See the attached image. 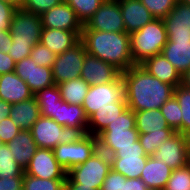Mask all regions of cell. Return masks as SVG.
Here are the masks:
<instances>
[{
  "mask_svg": "<svg viewBox=\"0 0 190 190\" xmlns=\"http://www.w3.org/2000/svg\"><path fill=\"white\" fill-rule=\"evenodd\" d=\"M125 100L132 111L160 109L174 93V87L152 76L141 65L121 73Z\"/></svg>",
  "mask_w": 190,
  "mask_h": 190,
  "instance_id": "obj_1",
  "label": "cell"
},
{
  "mask_svg": "<svg viewBox=\"0 0 190 190\" xmlns=\"http://www.w3.org/2000/svg\"><path fill=\"white\" fill-rule=\"evenodd\" d=\"M81 41L88 54L113 65L121 73L136 65L131 56L130 35L126 32L82 29Z\"/></svg>",
  "mask_w": 190,
  "mask_h": 190,
  "instance_id": "obj_2",
  "label": "cell"
},
{
  "mask_svg": "<svg viewBox=\"0 0 190 190\" xmlns=\"http://www.w3.org/2000/svg\"><path fill=\"white\" fill-rule=\"evenodd\" d=\"M99 150L109 157L120 148L138 147L139 132L135 125V113L127 108L98 136Z\"/></svg>",
  "mask_w": 190,
  "mask_h": 190,
  "instance_id": "obj_3",
  "label": "cell"
},
{
  "mask_svg": "<svg viewBox=\"0 0 190 190\" xmlns=\"http://www.w3.org/2000/svg\"><path fill=\"white\" fill-rule=\"evenodd\" d=\"M129 35L131 56L136 65L160 54L168 41L163 19L154 18L140 30Z\"/></svg>",
  "mask_w": 190,
  "mask_h": 190,
  "instance_id": "obj_4",
  "label": "cell"
},
{
  "mask_svg": "<svg viewBox=\"0 0 190 190\" xmlns=\"http://www.w3.org/2000/svg\"><path fill=\"white\" fill-rule=\"evenodd\" d=\"M30 131L38 148L51 150L62 143L79 141L87 134L83 127H65L45 116H40Z\"/></svg>",
  "mask_w": 190,
  "mask_h": 190,
  "instance_id": "obj_5",
  "label": "cell"
},
{
  "mask_svg": "<svg viewBox=\"0 0 190 190\" xmlns=\"http://www.w3.org/2000/svg\"><path fill=\"white\" fill-rule=\"evenodd\" d=\"M110 170V157L98 149L84 163L67 171V176L76 184L100 190Z\"/></svg>",
  "mask_w": 190,
  "mask_h": 190,
  "instance_id": "obj_6",
  "label": "cell"
},
{
  "mask_svg": "<svg viewBox=\"0 0 190 190\" xmlns=\"http://www.w3.org/2000/svg\"><path fill=\"white\" fill-rule=\"evenodd\" d=\"M98 149V137L87 133L79 141L59 144L52 151L58 163L69 171L84 163Z\"/></svg>",
  "mask_w": 190,
  "mask_h": 190,
  "instance_id": "obj_7",
  "label": "cell"
},
{
  "mask_svg": "<svg viewBox=\"0 0 190 190\" xmlns=\"http://www.w3.org/2000/svg\"><path fill=\"white\" fill-rule=\"evenodd\" d=\"M116 102H126L125 87L121 75L115 81L104 85H90L82 107L89 118L98 109Z\"/></svg>",
  "mask_w": 190,
  "mask_h": 190,
  "instance_id": "obj_8",
  "label": "cell"
},
{
  "mask_svg": "<svg viewBox=\"0 0 190 190\" xmlns=\"http://www.w3.org/2000/svg\"><path fill=\"white\" fill-rule=\"evenodd\" d=\"M86 48L80 40L72 48L56 56L52 66L55 84L63 83L81 77Z\"/></svg>",
  "mask_w": 190,
  "mask_h": 190,
  "instance_id": "obj_9",
  "label": "cell"
},
{
  "mask_svg": "<svg viewBox=\"0 0 190 190\" xmlns=\"http://www.w3.org/2000/svg\"><path fill=\"white\" fill-rule=\"evenodd\" d=\"M152 157L160 159L173 170L182 168L190 163V138L175 132L157 148Z\"/></svg>",
  "mask_w": 190,
  "mask_h": 190,
  "instance_id": "obj_10",
  "label": "cell"
},
{
  "mask_svg": "<svg viewBox=\"0 0 190 190\" xmlns=\"http://www.w3.org/2000/svg\"><path fill=\"white\" fill-rule=\"evenodd\" d=\"M41 32V15L16 9L10 26L12 42L40 43Z\"/></svg>",
  "mask_w": 190,
  "mask_h": 190,
  "instance_id": "obj_11",
  "label": "cell"
},
{
  "mask_svg": "<svg viewBox=\"0 0 190 190\" xmlns=\"http://www.w3.org/2000/svg\"><path fill=\"white\" fill-rule=\"evenodd\" d=\"M148 157L138 140V147L120 148L110 156L111 169L127 179L140 178Z\"/></svg>",
  "mask_w": 190,
  "mask_h": 190,
  "instance_id": "obj_12",
  "label": "cell"
},
{
  "mask_svg": "<svg viewBox=\"0 0 190 190\" xmlns=\"http://www.w3.org/2000/svg\"><path fill=\"white\" fill-rule=\"evenodd\" d=\"M83 29L104 32H126L118 0H105L83 25Z\"/></svg>",
  "mask_w": 190,
  "mask_h": 190,
  "instance_id": "obj_13",
  "label": "cell"
},
{
  "mask_svg": "<svg viewBox=\"0 0 190 190\" xmlns=\"http://www.w3.org/2000/svg\"><path fill=\"white\" fill-rule=\"evenodd\" d=\"M14 72L27 83L34 95L46 87L55 85L52 68L37 65L31 57L15 63Z\"/></svg>",
  "mask_w": 190,
  "mask_h": 190,
  "instance_id": "obj_14",
  "label": "cell"
},
{
  "mask_svg": "<svg viewBox=\"0 0 190 190\" xmlns=\"http://www.w3.org/2000/svg\"><path fill=\"white\" fill-rule=\"evenodd\" d=\"M27 175L42 179H66L67 171L63 168L51 149L38 148L25 169Z\"/></svg>",
  "mask_w": 190,
  "mask_h": 190,
  "instance_id": "obj_15",
  "label": "cell"
},
{
  "mask_svg": "<svg viewBox=\"0 0 190 190\" xmlns=\"http://www.w3.org/2000/svg\"><path fill=\"white\" fill-rule=\"evenodd\" d=\"M42 28H54L67 31H82L83 25L75 11L66 1L52 7L41 15Z\"/></svg>",
  "mask_w": 190,
  "mask_h": 190,
  "instance_id": "obj_16",
  "label": "cell"
},
{
  "mask_svg": "<svg viewBox=\"0 0 190 190\" xmlns=\"http://www.w3.org/2000/svg\"><path fill=\"white\" fill-rule=\"evenodd\" d=\"M163 22L168 40H190V5L178 1Z\"/></svg>",
  "mask_w": 190,
  "mask_h": 190,
  "instance_id": "obj_17",
  "label": "cell"
},
{
  "mask_svg": "<svg viewBox=\"0 0 190 190\" xmlns=\"http://www.w3.org/2000/svg\"><path fill=\"white\" fill-rule=\"evenodd\" d=\"M120 75L121 72L113 65L88 53L86 54L81 78L87 81L90 85H104L115 81Z\"/></svg>",
  "mask_w": 190,
  "mask_h": 190,
  "instance_id": "obj_18",
  "label": "cell"
},
{
  "mask_svg": "<svg viewBox=\"0 0 190 190\" xmlns=\"http://www.w3.org/2000/svg\"><path fill=\"white\" fill-rule=\"evenodd\" d=\"M123 17L125 31L130 34L140 30L154 17L140 0H118Z\"/></svg>",
  "mask_w": 190,
  "mask_h": 190,
  "instance_id": "obj_19",
  "label": "cell"
},
{
  "mask_svg": "<svg viewBox=\"0 0 190 190\" xmlns=\"http://www.w3.org/2000/svg\"><path fill=\"white\" fill-rule=\"evenodd\" d=\"M34 97L33 92L15 72L0 75V99L16 104Z\"/></svg>",
  "mask_w": 190,
  "mask_h": 190,
  "instance_id": "obj_20",
  "label": "cell"
},
{
  "mask_svg": "<svg viewBox=\"0 0 190 190\" xmlns=\"http://www.w3.org/2000/svg\"><path fill=\"white\" fill-rule=\"evenodd\" d=\"M81 33L82 31L42 28L40 42L59 55L76 45L81 40Z\"/></svg>",
  "mask_w": 190,
  "mask_h": 190,
  "instance_id": "obj_21",
  "label": "cell"
},
{
  "mask_svg": "<svg viewBox=\"0 0 190 190\" xmlns=\"http://www.w3.org/2000/svg\"><path fill=\"white\" fill-rule=\"evenodd\" d=\"M152 76L172 85L174 88L182 84V76L162 53L147 58L142 64Z\"/></svg>",
  "mask_w": 190,
  "mask_h": 190,
  "instance_id": "obj_22",
  "label": "cell"
},
{
  "mask_svg": "<svg viewBox=\"0 0 190 190\" xmlns=\"http://www.w3.org/2000/svg\"><path fill=\"white\" fill-rule=\"evenodd\" d=\"M173 169L149 156L140 178L150 190H164Z\"/></svg>",
  "mask_w": 190,
  "mask_h": 190,
  "instance_id": "obj_23",
  "label": "cell"
},
{
  "mask_svg": "<svg viewBox=\"0 0 190 190\" xmlns=\"http://www.w3.org/2000/svg\"><path fill=\"white\" fill-rule=\"evenodd\" d=\"M7 146L13 159L25 170L38 149L30 130H21Z\"/></svg>",
  "mask_w": 190,
  "mask_h": 190,
  "instance_id": "obj_24",
  "label": "cell"
},
{
  "mask_svg": "<svg viewBox=\"0 0 190 190\" xmlns=\"http://www.w3.org/2000/svg\"><path fill=\"white\" fill-rule=\"evenodd\" d=\"M127 108V102H116L98 109L88 118L87 133L98 136L106 129L109 123L113 122Z\"/></svg>",
  "mask_w": 190,
  "mask_h": 190,
  "instance_id": "obj_25",
  "label": "cell"
},
{
  "mask_svg": "<svg viewBox=\"0 0 190 190\" xmlns=\"http://www.w3.org/2000/svg\"><path fill=\"white\" fill-rule=\"evenodd\" d=\"M161 53L181 76L190 69V40H168Z\"/></svg>",
  "mask_w": 190,
  "mask_h": 190,
  "instance_id": "obj_26",
  "label": "cell"
},
{
  "mask_svg": "<svg viewBox=\"0 0 190 190\" xmlns=\"http://www.w3.org/2000/svg\"><path fill=\"white\" fill-rule=\"evenodd\" d=\"M135 125L139 134L145 133H175L169 127L160 109L136 111Z\"/></svg>",
  "mask_w": 190,
  "mask_h": 190,
  "instance_id": "obj_27",
  "label": "cell"
},
{
  "mask_svg": "<svg viewBox=\"0 0 190 190\" xmlns=\"http://www.w3.org/2000/svg\"><path fill=\"white\" fill-rule=\"evenodd\" d=\"M40 116L41 111L35 96L28 100L13 104L9 115L21 130H30Z\"/></svg>",
  "mask_w": 190,
  "mask_h": 190,
  "instance_id": "obj_28",
  "label": "cell"
},
{
  "mask_svg": "<svg viewBox=\"0 0 190 190\" xmlns=\"http://www.w3.org/2000/svg\"><path fill=\"white\" fill-rule=\"evenodd\" d=\"M53 120L65 127H83L86 131L88 128V117L82 105L69 104L65 101L56 106Z\"/></svg>",
  "mask_w": 190,
  "mask_h": 190,
  "instance_id": "obj_29",
  "label": "cell"
},
{
  "mask_svg": "<svg viewBox=\"0 0 190 190\" xmlns=\"http://www.w3.org/2000/svg\"><path fill=\"white\" fill-rule=\"evenodd\" d=\"M57 85L61 92V98L65 102L75 105L83 104L84 98L90 87V84L81 77Z\"/></svg>",
  "mask_w": 190,
  "mask_h": 190,
  "instance_id": "obj_30",
  "label": "cell"
},
{
  "mask_svg": "<svg viewBox=\"0 0 190 190\" xmlns=\"http://www.w3.org/2000/svg\"><path fill=\"white\" fill-rule=\"evenodd\" d=\"M34 96L40 108L41 116L50 117L51 119L55 117L56 106L64 101L61 98V92L57 84L38 91Z\"/></svg>",
  "mask_w": 190,
  "mask_h": 190,
  "instance_id": "obj_31",
  "label": "cell"
},
{
  "mask_svg": "<svg viewBox=\"0 0 190 190\" xmlns=\"http://www.w3.org/2000/svg\"><path fill=\"white\" fill-rule=\"evenodd\" d=\"M25 170L13 159L7 144L0 142V179L23 177Z\"/></svg>",
  "mask_w": 190,
  "mask_h": 190,
  "instance_id": "obj_32",
  "label": "cell"
},
{
  "mask_svg": "<svg viewBox=\"0 0 190 190\" xmlns=\"http://www.w3.org/2000/svg\"><path fill=\"white\" fill-rule=\"evenodd\" d=\"M173 95L182 111V134L190 138V89L180 84L174 88Z\"/></svg>",
  "mask_w": 190,
  "mask_h": 190,
  "instance_id": "obj_33",
  "label": "cell"
},
{
  "mask_svg": "<svg viewBox=\"0 0 190 190\" xmlns=\"http://www.w3.org/2000/svg\"><path fill=\"white\" fill-rule=\"evenodd\" d=\"M160 111L169 127L182 134V111L174 95L161 106Z\"/></svg>",
  "mask_w": 190,
  "mask_h": 190,
  "instance_id": "obj_34",
  "label": "cell"
},
{
  "mask_svg": "<svg viewBox=\"0 0 190 190\" xmlns=\"http://www.w3.org/2000/svg\"><path fill=\"white\" fill-rule=\"evenodd\" d=\"M66 179H42L24 172L23 190H65Z\"/></svg>",
  "mask_w": 190,
  "mask_h": 190,
  "instance_id": "obj_35",
  "label": "cell"
},
{
  "mask_svg": "<svg viewBox=\"0 0 190 190\" xmlns=\"http://www.w3.org/2000/svg\"><path fill=\"white\" fill-rule=\"evenodd\" d=\"M75 11L76 17L84 25L105 0H64Z\"/></svg>",
  "mask_w": 190,
  "mask_h": 190,
  "instance_id": "obj_36",
  "label": "cell"
},
{
  "mask_svg": "<svg viewBox=\"0 0 190 190\" xmlns=\"http://www.w3.org/2000/svg\"><path fill=\"white\" fill-rule=\"evenodd\" d=\"M164 190H190V163L172 171Z\"/></svg>",
  "mask_w": 190,
  "mask_h": 190,
  "instance_id": "obj_37",
  "label": "cell"
},
{
  "mask_svg": "<svg viewBox=\"0 0 190 190\" xmlns=\"http://www.w3.org/2000/svg\"><path fill=\"white\" fill-rule=\"evenodd\" d=\"M174 133H145L139 134V142L143 147L145 153L152 156L158 147H160L165 140H167Z\"/></svg>",
  "mask_w": 190,
  "mask_h": 190,
  "instance_id": "obj_38",
  "label": "cell"
},
{
  "mask_svg": "<svg viewBox=\"0 0 190 190\" xmlns=\"http://www.w3.org/2000/svg\"><path fill=\"white\" fill-rule=\"evenodd\" d=\"M155 19H163L174 7L178 0H140Z\"/></svg>",
  "mask_w": 190,
  "mask_h": 190,
  "instance_id": "obj_39",
  "label": "cell"
},
{
  "mask_svg": "<svg viewBox=\"0 0 190 190\" xmlns=\"http://www.w3.org/2000/svg\"><path fill=\"white\" fill-rule=\"evenodd\" d=\"M57 54L45 47L41 42L31 49L30 57L39 66L51 67L54 64Z\"/></svg>",
  "mask_w": 190,
  "mask_h": 190,
  "instance_id": "obj_40",
  "label": "cell"
},
{
  "mask_svg": "<svg viewBox=\"0 0 190 190\" xmlns=\"http://www.w3.org/2000/svg\"><path fill=\"white\" fill-rule=\"evenodd\" d=\"M63 1L64 0H22L20 8L31 13L42 15Z\"/></svg>",
  "mask_w": 190,
  "mask_h": 190,
  "instance_id": "obj_41",
  "label": "cell"
},
{
  "mask_svg": "<svg viewBox=\"0 0 190 190\" xmlns=\"http://www.w3.org/2000/svg\"><path fill=\"white\" fill-rule=\"evenodd\" d=\"M21 131L10 117L0 121V142L9 143Z\"/></svg>",
  "mask_w": 190,
  "mask_h": 190,
  "instance_id": "obj_42",
  "label": "cell"
},
{
  "mask_svg": "<svg viewBox=\"0 0 190 190\" xmlns=\"http://www.w3.org/2000/svg\"><path fill=\"white\" fill-rule=\"evenodd\" d=\"M16 7L8 2L0 0V31L10 30Z\"/></svg>",
  "mask_w": 190,
  "mask_h": 190,
  "instance_id": "obj_43",
  "label": "cell"
},
{
  "mask_svg": "<svg viewBox=\"0 0 190 190\" xmlns=\"http://www.w3.org/2000/svg\"><path fill=\"white\" fill-rule=\"evenodd\" d=\"M35 44H28L22 42H12L11 48L9 50V55L13 58L15 63L30 57L31 49Z\"/></svg>",
  "mask_w": 190,
  "mask_h": 190,
  "instance_id": "obj_44",
  "label": "cell"
},
{
  "mask_svg": "<svg viewBox=\"0 0 190 190\" xmlns=\"http://www.w3.org/2000/svg\"><path fill=\"white\" fill-rule=\"evenodd\" d=\"M126 177L121 173H117L114 170H110L106 176L100 190H122L123 181H126Z\"/></svg>",
  "mask_w": 190,
  "mask_h": 190,
  "instance_id": "obj_45",
  "label": "cell"
},
{
  "mask_svg": "<svg viewBox=\"0 0 190 190\" xmlns=\"http://www.w3.org/2000/svg\"><path fill=\"white\" fill-rule=\"evenodd\" d=\"M0 190H23V177L0 179Z\"/></svg>",
  "mask_w": 190,
  "mask_h": 190,
  "instance_id": "obj_46",
  "label": "cell"
},
{
  "mask_svg": "<svg viewBox=\"0 0 190 190\" xmlns=\"http://www.w3.org/2000/svg\"><path fill=\"white\" fill-rule=\"evenodd\" d=\"M14 70L15 62L13 58L9 54L0 51V75L13 72Z\"/></svg>",
  "mask_w": 190,
  "mask_h": 190,
  "instance_id": "obj_47",
  "label": "cell"
},
{
  "mask_svg": "<svg viewBox=\"0 0 190 190\" xmlns=\"http://www.w3.org/2000/svg\"><path fill=\"white\" fill-rule=\"evenodd\" d=\"M122 190H150L141 178H131L123 181Z\"/></svg>",
  "mask_w": 190,
  "mask_h": 190,
  "instance_id": "obj_48",
  "label": "cell"
},
{
  "mask_svg": "<svg viewBox=\"0 0 190 190\" xmlns=\"http://www.w3.org/2000/svg\"><path fill=\"white\" fill-rule=\"evenodd\" d=\"M12 45V38L10 30L0 31V51L8 54Z\"/></svg>",
  "mask_w": 190,
  "mask_h": 190,
  "instance_id": "obj_49",
  "label": "cell"
},
{
  "mask_svg": "<svg viewBox=\"0 0 190 190\" xmlns=\"http://www.w3.org/2000/svg\"><path fill=\"white\" fill-rule=\"evenodd\" d=\"M65 190H99V189H93L91 187L83 186L82 184H76L67 176L65 180Z\"/></svg>",
  "mask_w": 190,
  "mask_h": 190,
  "instance_id": "obj_50",
  "label": "cell"
},
{
  "mask_svg": "<svg viewBox=\"0 0 190 190\" xmlns=\"http://www.w3.org/2000/svg\"><path fill=\"white\" fill-rule=\"evenodd\" d=\"M11 107L12 104L0 99V121L4 118L9 117L11 112Z\"/></svg>",
  "mask_w": 190,
  "mask_h": 190,
  "instance_id": "obj_51",
  "label": "cell"
},
{
  "mask_svg": "<svg viewBox=\"0 0 190 190\" xmlns=\"http://www.w3.org/2000/svg\"><path fill=\"white\" fill-rule=\"evenodd\" d=\"M182 85L190 89V69L182 75Z\"/></svg>",
  "mask_w": 190,
  "mask_h": 190,
  "instance_id": "obj_52",
  "label": "cell"
},
{
  "mask_svg": "<svg viewBox=\"0 0 190 190\" xmlns=\"http://www.w3.org/2000/svg\"><path fill=\"white\" fill-rule=\"evenodd\" d=\"M1 1L8 2V3L14 5L16 8H20L22 0H1Z\"/></svg>",
  "mask_w": 190,
  "mask_h": 190,
  "instance_id": "obj_53",
  "label": "cell"
},
{
  "mask_svg": "<svg viewBox=\"0 0 190 190\" xmlns=\"http://www.w3.org/2000/svg\"><path fill=\"white\" fill-rule=\"evenodd\" d=\"M178 1H180V2H182L184 4L190 5V0H178Z\"/></svg>",
  "mask_w": 190,
  "mask_h": 190,
  "instance_id": "obj_54",
  "label": "cell"
}]
</instances>
